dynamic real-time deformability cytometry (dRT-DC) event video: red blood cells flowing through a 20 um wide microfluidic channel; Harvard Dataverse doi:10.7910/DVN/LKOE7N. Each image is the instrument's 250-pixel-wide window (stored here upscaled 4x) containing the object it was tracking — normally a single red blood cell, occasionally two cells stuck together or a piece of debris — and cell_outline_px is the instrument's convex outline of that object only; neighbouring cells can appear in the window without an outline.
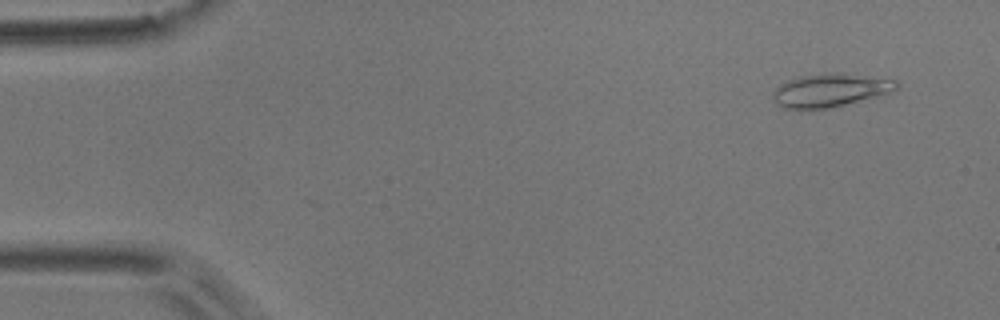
{"species": "common noctule bat (a hibernating species)", "species_latin": "Nyctalus noctula", "temperature_condition": "room temperature", "stored_images_in_passage": 53, "camera_frame_rate_fps": 3000, "um_per_image_px": 0.085, "animal": {"sex": "male", "body_mass_g": 17.9}, "frame": {"image": 1, "passage_image": 4, "time_ms": 1.0, "image_size_px": [1000, 320], "cell_outline_px": [[900, 88], [892, 92], [832, 108], [808, 112], [784, 108], [776, 104], [772, 100], [772, 92], [780, 84], [788, 80], [800, 76], [840, 72], [844, 72], [896, 80], [900, 84]], "centroid_in_image_um": [70.55, 7.71], "position_along_channel_um": 14.5, "area_um2": 24.8}}
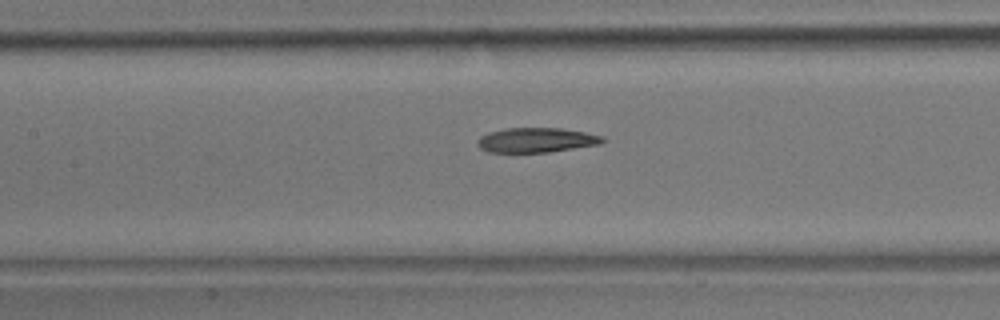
{"frame": {"image": 2, "passage_image": 24, "time_ms": 7.667, "image_size_px": [1000, 320], "cell_outline_px": [[608, 140], [600, 144], [548, 152], [488, 152], [480, 148], [476, 144], [480, 136], [488, 132], [504, 128], [560, 128], [584, 132], [604, 136]], "centroid_in_image_um": [45.59, 11.9], "position_along_channel_um": 161.8, "area_um2": 18.09}}
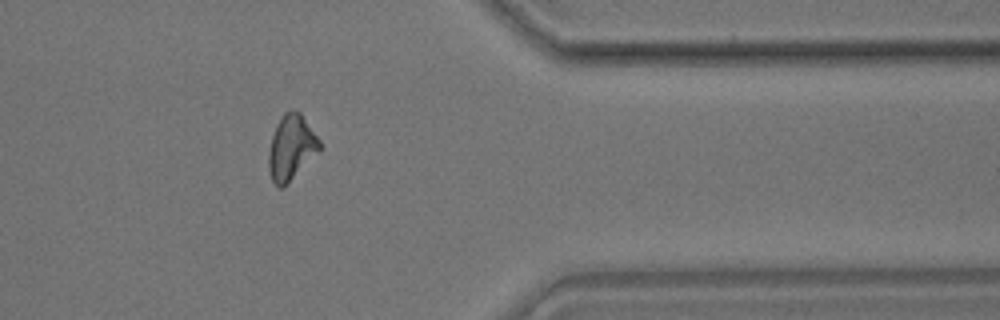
{"frame": {"image": 3, "passage_image": 43, "time_ms": 14.0, "image_size_px": [1000, 320], "cell_outline_px": [[320, 148], [288, 184], [284, 188], [276, 188], [272, 180], [268, 168], [268, 152], [272, 136], [276, 124], [284, 112], [292, 108], [300, 112], [320, 140]], "centroid_in_image_um": [24.72, 12.54], "position_along_channel_um": 386.7, "area_um2": 19.31}, "authors_computed_cell_mechanics": {"area_um2": 18.8428, "velocity_mm_per_s": 3.8016, "shape_relaxation_time_tau1_ms": null, "shape_relaxation_time_tau2_ms": 5.3366, "deformation_change_tau1": null, "deformation_change_tau2": 0.1535}}